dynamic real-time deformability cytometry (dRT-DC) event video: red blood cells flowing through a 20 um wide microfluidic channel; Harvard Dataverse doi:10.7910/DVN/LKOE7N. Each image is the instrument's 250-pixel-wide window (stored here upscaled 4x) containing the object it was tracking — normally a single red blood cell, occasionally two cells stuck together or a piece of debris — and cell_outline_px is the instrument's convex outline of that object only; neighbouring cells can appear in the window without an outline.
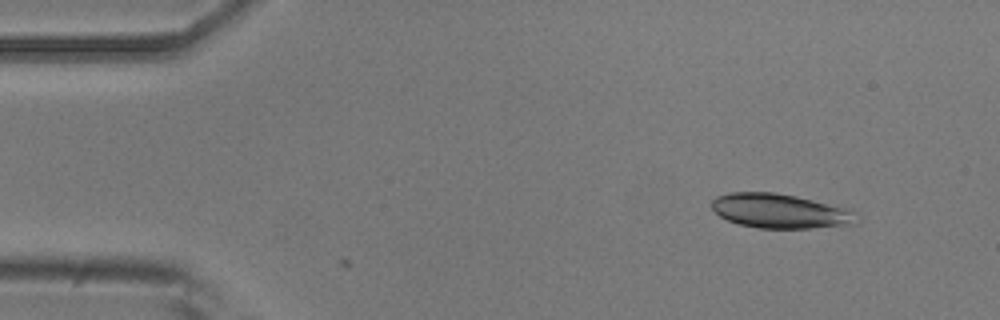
{"species": "common noctule bat (a hibernating species)", "species_latin": "Nyctalus noctula", "temperature_condition": "room temperature", "stored_images_in_passage": 2, "camera_frame_rate_fps": 3000, "um_per_image_px": 0.085, "animal": {"sex": "male", "body_mass_g": 20.5, "forearm_length_mm": 52.5}, "frame": {"image": 1, "passage_image": 2, "time_ms": 0.333, "image_size_px": [1000, 320], "cell_outline_px": [[860, 220], [856, 224], [812, 228], [756, 228], [740, 224], [728, 220], [720, 216], [712, 208], [712, 200], [716, 196], [728, 192], [772, 192], [796, 196], [852, 208], [860, 212]], "centroid_in_image_um": [66.42, 17.93], "position_along_channel_um": 18.6, "area_um2": 29.65}}